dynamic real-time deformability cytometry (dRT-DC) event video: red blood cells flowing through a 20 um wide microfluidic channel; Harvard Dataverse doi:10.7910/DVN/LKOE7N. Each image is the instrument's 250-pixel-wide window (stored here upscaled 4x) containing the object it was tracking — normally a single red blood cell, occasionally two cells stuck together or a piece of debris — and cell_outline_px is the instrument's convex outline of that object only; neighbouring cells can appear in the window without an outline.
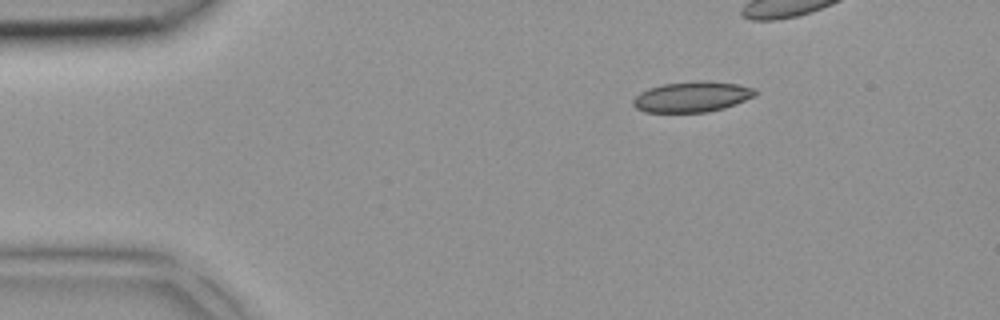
{"species": "common noctule bat (a hibernating species)", "species_latin": "Nyctalus noctula", "temperature_condition": "room temperature", "stored_images_in_passage": 3, "camera_frame_rate_fps": 3000, "um_per_image_px": 0.085, "animal": {"sex": "female", "body_mass_g": 18.4}, "frame": {"image": 1, "passage_image": 1, "time_ms": 0.0, "image_size_px": [1000, 320], "cell_outline_px": [[756, 96], [736, 104], [724, 108], [708, 112], [644, 112], [636, 108], [632, 104], [632, 100], [640, 92], [648, 88], [664, 84], [700, 80], [708, 80], [736, 84], [756, 88]], "centroid_in_image_um": [58.83, 8.22], "position_along_channel_um": 26.2, "area_um2": 21.91}}